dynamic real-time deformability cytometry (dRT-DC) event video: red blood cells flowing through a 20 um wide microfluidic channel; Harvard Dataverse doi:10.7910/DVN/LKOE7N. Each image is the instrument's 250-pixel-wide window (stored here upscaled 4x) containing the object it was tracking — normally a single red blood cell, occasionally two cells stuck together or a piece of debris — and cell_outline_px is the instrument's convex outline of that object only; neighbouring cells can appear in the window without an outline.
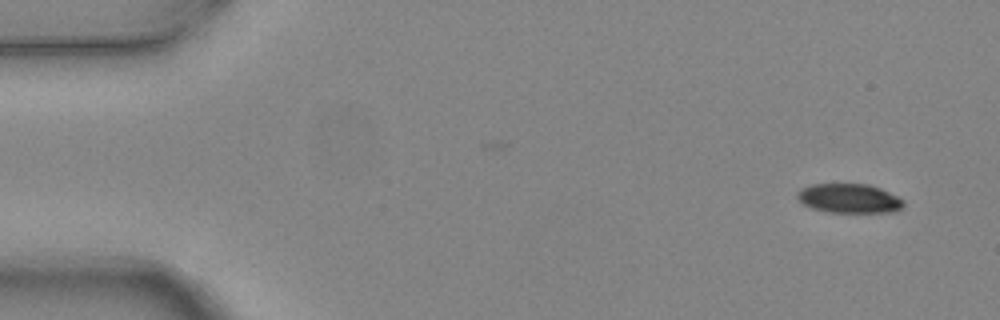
{"species": "common noctule bat (a hibernating species)", "species_latin": "Nyctalus noctula", "temperature_condition": "warm", "stored_images_in_passage": 4, "camera_frame_rate_fps": 3000, "um_per_image_px": 0.085, "animal": {"sex": "female", "body_mass_g": 24.6, "forearm_length_mm": 56.2}, "frame": {"image": 1, "passage_image": 1, "time_ms": 0.0, "image_size_px": [1000, 320], "cell_outline_px": [[904, 204], [896, 212], [828, 212], [812, 208], [804, 204], [796, 196], [796, 192], [800, 188], [812, 184], [868, 184], [880, 188], [904, 200]], "centroid_in_image_um": [72.16, 16.86], "position_along_channel_um": 12.8, "area_um2": 18.09}}
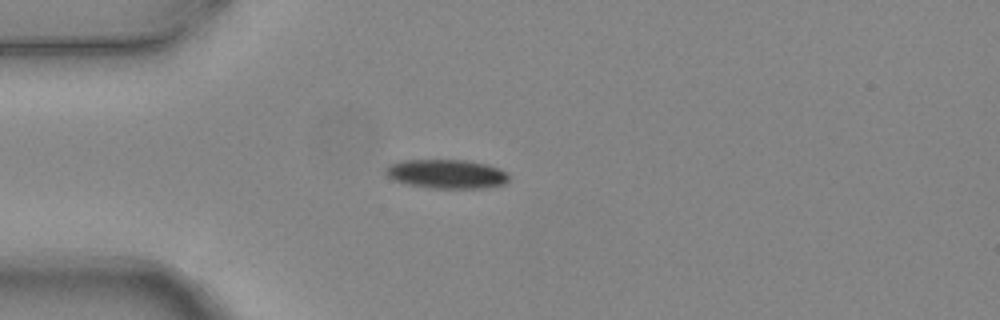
{"frame": {"image": 2, "passage_image": 4, "time_ms": 1.0, "image_size_px": [1000, 320], "cell_outline_px": [[508, 180], [504, 184], [480, 188], [432, 188], [408, 184], [392, 180], [384, 172], [384, 168], [388, 164], [400, 160], [464, 160], [488, 164], [500, 168], [508, 172]], "centroid_in_image_um": [37.93, 14.77], "position_along_channel_um": 47.1, "area_um2": 21.04}}